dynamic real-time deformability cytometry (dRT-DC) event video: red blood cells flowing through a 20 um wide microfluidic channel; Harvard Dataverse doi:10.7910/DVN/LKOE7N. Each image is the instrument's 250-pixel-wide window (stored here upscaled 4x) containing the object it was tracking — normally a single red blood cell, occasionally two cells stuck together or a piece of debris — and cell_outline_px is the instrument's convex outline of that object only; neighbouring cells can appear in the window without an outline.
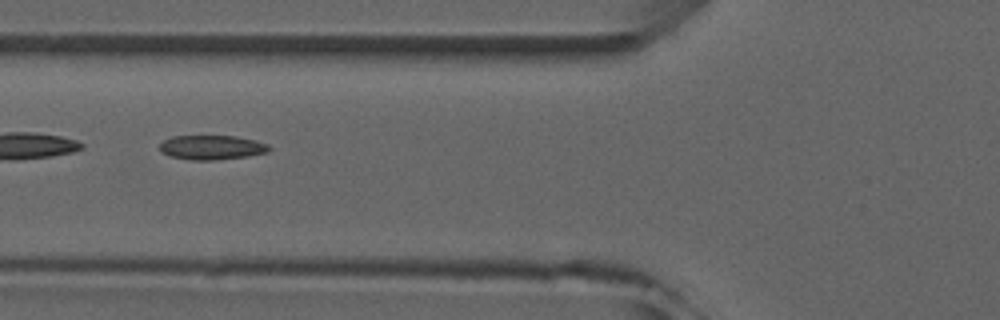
{"species": "common noctule bat (a hibernating species)", "species_latin": "Nyctalus noctula", "temperature_condition": "room temperature", "stored_images_in_passage": 10, "camera_frame_rate_fps": 3000, "um_per_image_px": 0.085, "animal": {"sex": "male", "forearm_length_mm": 52.5}, "frame": {"image": 1, "passage_image": 6, "time_ms": 5.667, "image_size_px": [1000, 320], "cell_outline_px": [[272, 148], [268, 152], [248, 156], [212, 160], [192, 160], [168, 156], [160, 152], [160, 144], [164, 140], [172, 136], [236, 136], [256, 140], [268, 144]], "centroid_in_image_um": [18.0, 12.53], "position_along_channel_um": 107.8, "area_um2": 15.66}}
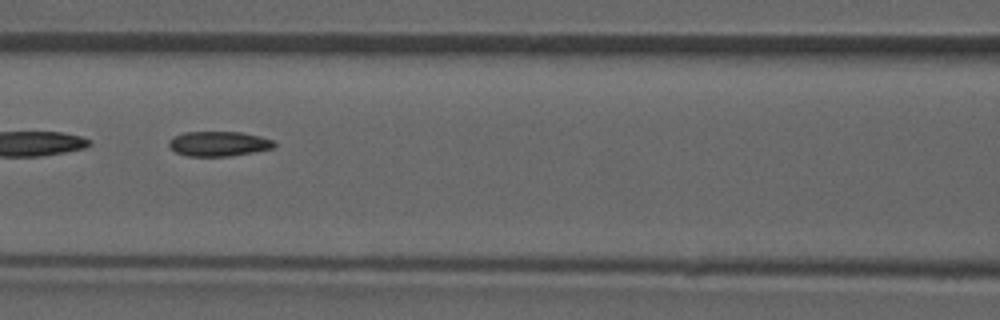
{"frame": {"image": 2, "passage_image": 7, "time_ms": 6.667, "image_size_px": [1000, 320], "cell_outline_px": [[276, 144], [272, 148], [252, 152], [228, 156], [188, 156], [176, 152], [168, 144], [168, 140], [184, 132], [240, 132], [260, 136], [272, 140]], "centroid_in_image_um": [18.57, 12.21], "position_along_channel_um": 148.0, "area_um2": 15.03}}